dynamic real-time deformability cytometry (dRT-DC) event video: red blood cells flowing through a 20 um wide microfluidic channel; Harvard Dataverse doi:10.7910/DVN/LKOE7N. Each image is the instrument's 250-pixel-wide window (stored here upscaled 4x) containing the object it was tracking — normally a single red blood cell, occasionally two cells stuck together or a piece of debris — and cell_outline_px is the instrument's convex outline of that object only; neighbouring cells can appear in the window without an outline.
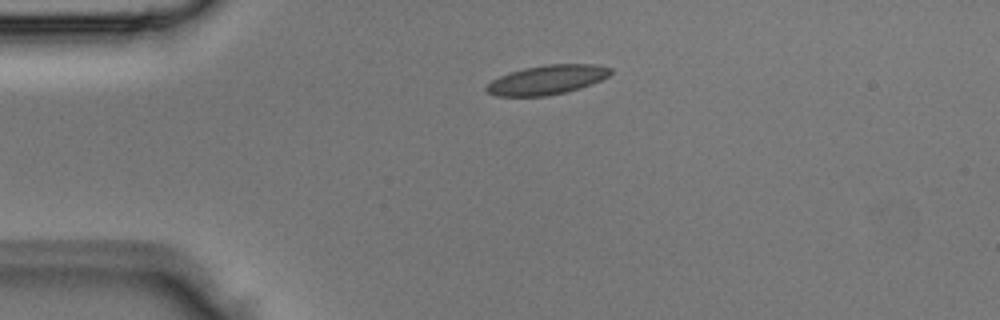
{"species": "Egyptian fruit bat (a non-hibernating species)", "species_latin": "Rousettus aegyptiacus", "temperature_condition": "room temperature", "stored_images_in_passage": 4, "camera_frame_rate_fps": 3000, "um_per_image_px": 0.085, "animal": {"sex": "male"}, "frame": {"image": 1, "passage_image": 4, "time_ms": 1.0, "image_size_px": [1000, 320], "cell_outline_px": [[612, 72], [608, 76], [600, 80], [580, 88], [564, 92], [544, 96], [496, 96], [488, 92], [484, 88], [492, 80], [500, 76], [524, 68], [548, 64], [592, 64], [612, 68]], "centroid_in_image_um": [46.49, 6.78], "position_along_channel_um": 38.5, "area_um2": 20.92}}